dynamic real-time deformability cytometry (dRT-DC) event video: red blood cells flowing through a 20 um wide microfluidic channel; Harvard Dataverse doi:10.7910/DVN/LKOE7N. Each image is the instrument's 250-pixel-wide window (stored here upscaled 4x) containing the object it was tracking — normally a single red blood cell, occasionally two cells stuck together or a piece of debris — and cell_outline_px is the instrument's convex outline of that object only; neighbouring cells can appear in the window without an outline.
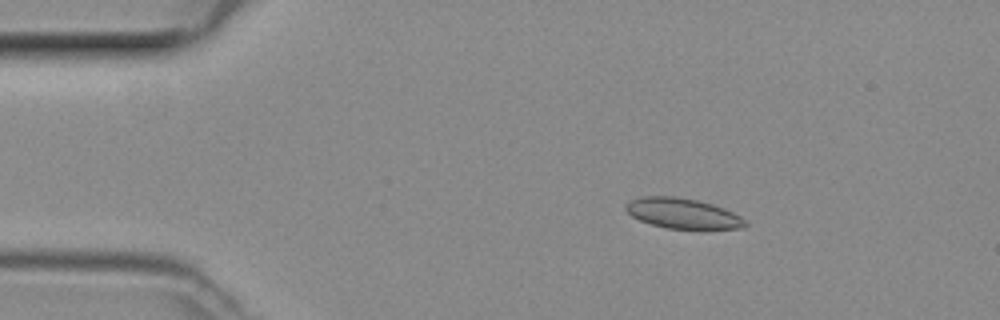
{"species": "common noctule bat (a hibernating species)", "species_latin": "Nyctalus noctula", "temperature_condition": "room temperature", "stored_images_in_passage": 8, "camera_frame_rate_fps": 3000, "um_per_image_px": 0.085, "animal": {"sex": "female", "body_mass_g": 29.2, "forearm_length_mm": 56.3}, "frame": {"image": 1, "passage_image": 7, "time_ms": 2.0, "image_size_px": [1000, 320], "cell_outline_px": [[748, 224], [744, 228], [704, 232], [668, 228], [652, 224], [640, 220], [632, 216], [624, 208], [624, 204], [640, 196], [676, 196], [696, 200], [712, 204], [724, 208], [740, 216]], "centroid_in_image_um": [58.1, 18.19], "position_along_channel_um": 26.9, "area_um2": 21.91}}